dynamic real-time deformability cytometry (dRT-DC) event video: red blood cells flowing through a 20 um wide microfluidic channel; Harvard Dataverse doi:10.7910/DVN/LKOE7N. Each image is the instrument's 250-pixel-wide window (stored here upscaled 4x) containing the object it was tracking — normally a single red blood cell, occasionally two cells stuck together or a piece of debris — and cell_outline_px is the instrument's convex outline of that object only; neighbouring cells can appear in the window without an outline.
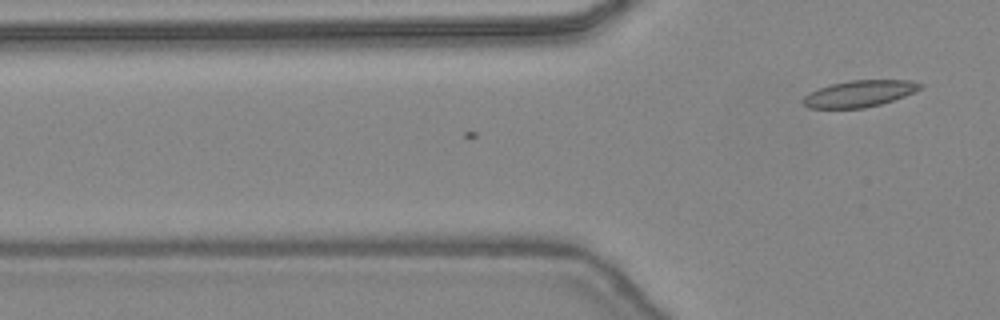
{"species": "common noctule bat (a hibernating species)", "species_latin": "Nyctalus noctula", "temperature_condition": "warm", "stored_images_in_passage": 7, "camera_frame_rate_fps": 3000, "um_per_image_px": 0.085, "animal": {"sex": "female", "body_mass_g": 24.6, "forearm_length_mm": 56.2}, "frame": {"image": 1, "passage_image": 7, "time_ms": 2.0, "image_size_px": [1000, 320], "cell_outline_px": [[924, 84], [920, 88], [904, 96], [880, 104], [864, 108], [808, 108], [804, 104], [804, 96], [808, 92], [832, 84], [848, 80], [908, 80]], "centroid_in_image_um": [73.03, 7.95], "position_along_channel_um": 52.8, "area_um2": 17.86}}